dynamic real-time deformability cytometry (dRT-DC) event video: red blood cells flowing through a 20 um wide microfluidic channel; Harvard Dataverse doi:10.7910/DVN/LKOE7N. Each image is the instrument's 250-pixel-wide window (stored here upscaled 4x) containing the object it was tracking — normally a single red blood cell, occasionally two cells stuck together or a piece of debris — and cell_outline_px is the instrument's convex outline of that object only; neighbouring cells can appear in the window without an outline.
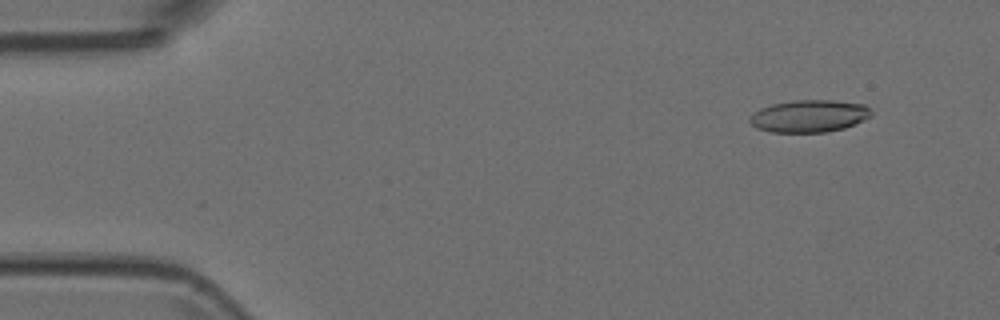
{"species": "Egyptian fruit bat (a non-hibernating species)", "species_latin": "Rousettus aegyptiacus", "temperature_condition": "room temperature", "stored_images_in_passage": 4, "camera_frame_rate_fps": 3000, "um_per_image_px": 0.085, "animal": {"sex": "female"}, "frame": {"image": 1, "passage_image": 1, "time_ms": 0.0, "image_size_px": [1000, 320], "cell_outline_px": [[872, 116], [844, 128], [824, 132], [768, 132], [756, 128], [748, 120], [748, 116], [752, 112], [760, 108], [772, 104], [796, 100], [832, 100], [864, 104], [872, 112]], "centroid_in_image_um": [68.73, 9.86], "position_along_channel_um": 16.3, "area_um2": 22.95}}
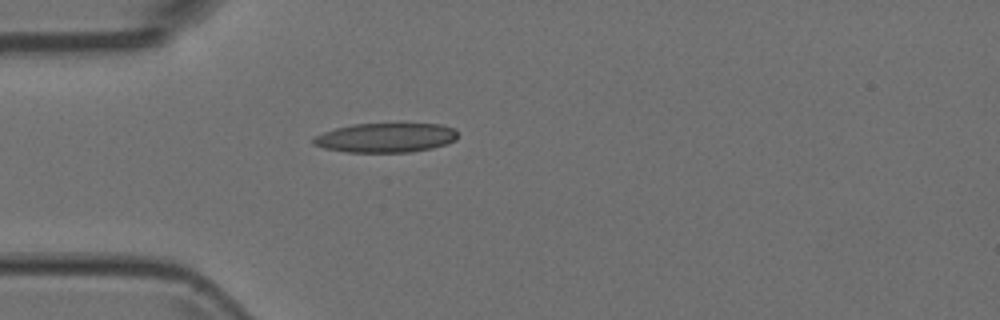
{"frame": {"image": 2, "passage_image": 4, "time_ms": 1.0, "image_size_px": [1000, 320], "cell_outline_px": [[456, 140], [448, 144], [432, 148], [408, 152], [348, 152], [324, 148], [312, 144], [312, 140], [316, 136], [324, 132], [336, 128], [352, 124], [440, 124], [456, 128]], "centroid_in_image_um": [32.81, 11.7], "position_along_channel_um": 52.2, "area_um2": 24.68}}